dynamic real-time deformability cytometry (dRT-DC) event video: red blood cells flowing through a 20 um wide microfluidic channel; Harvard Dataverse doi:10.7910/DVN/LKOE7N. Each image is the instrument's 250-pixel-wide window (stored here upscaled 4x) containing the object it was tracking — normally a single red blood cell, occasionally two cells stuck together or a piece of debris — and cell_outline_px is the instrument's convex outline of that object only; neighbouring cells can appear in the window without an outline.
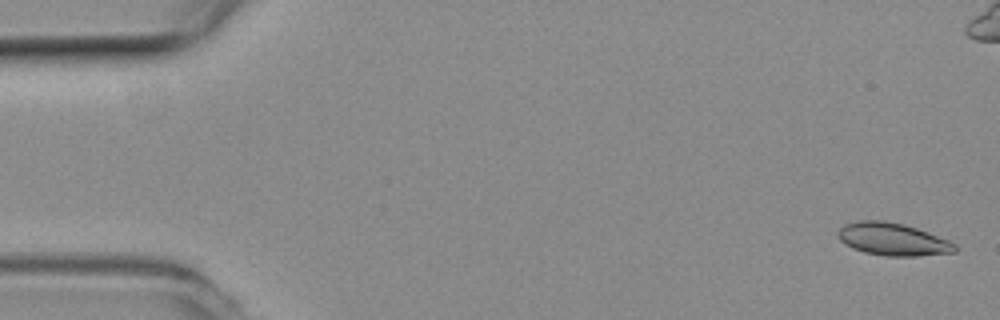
{"species": "common noctule bat (a hibernating species)", "species_latin": "Nyctalus noctula", "temperature_condition": "room temperature", "stored_images_in_passage": 6, "camera_frame_rate_fps": 3000, "um_per_image_px": 0.085, "animal": {"sex": "female", "body_mass_g": 19.3, "forearm_length_mm": 54.1}, "frame": {"image": 1, "passage_image": 1, "time_ms": 0.0, "image_size_px": [1000, 320], "cell_outline_px": [[956, 252], [916, 256], [888, 256], [864, 252], [852, 248], [844, 244], [840, 240], [836, 232], [844, 224], [860, 220], [884, 220], [904, 224], [916, 228], [948, 240], [956, 244]], "centroid_in_image_um": [75.85, 20.33], "position_along_channel_um": 9.2, "area_um2": 22.2}}